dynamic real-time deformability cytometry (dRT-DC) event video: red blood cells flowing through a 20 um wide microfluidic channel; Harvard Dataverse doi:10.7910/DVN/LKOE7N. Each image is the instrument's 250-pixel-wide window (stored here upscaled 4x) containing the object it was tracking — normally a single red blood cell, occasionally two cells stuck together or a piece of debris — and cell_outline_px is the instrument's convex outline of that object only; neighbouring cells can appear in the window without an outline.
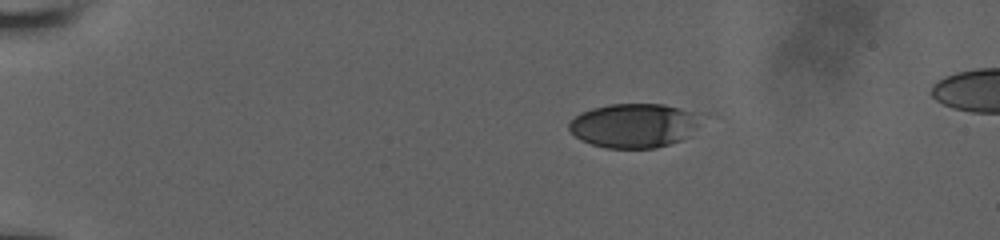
{"species": "human", "species_latin": "Homo sapiens", "temperature_condition": "room temperature", "stored_images_in_passage": 31, "camera_frame_rate_fps": 3000, "um_per_image_px": 0.085, "donor": {"sex": "male"}, "frame": {"image": 1, "passage_image": 1, "time_ms": 0.0, "image_size_px": [1000, 240], "cell_outline_px": [[700, 124], [680, 140], [656, 148], [604, 148], [580, 140], [568, 128], [568, 124], [580, 112], [592, 108], [608, 104], [664, 104], [680, 108], [692, 112]], "centroid_in_image_um": [53.8, 10.67], "position_along_channel_um": 31.2, "area_um2": 33.52}}
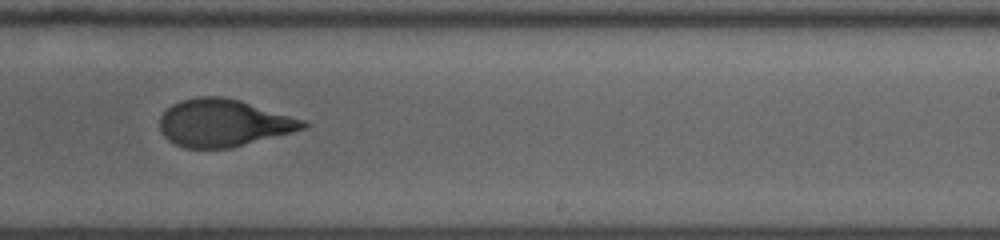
{"frame": {"image": 2, "passage_image": 20, "time_ms": 8.333, "image_size_px": [1000, 240], "cell_outline_px": [[312, 124], [304, 128], [292, 132], [232, 148], [184, 148], [168, 140], [160, 132], [160, 116], [172, 104], [180, 100], [196, 96], [224, 96], [240, 100], [304, 120]], "centroid_in_image_um": [18.97, 10.45], "position_along_channel_um": 270.0, "area_um2": 39.65}}
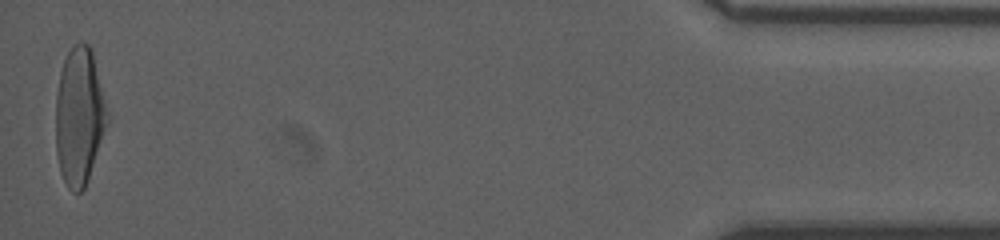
{"frame": {"image": 3, "passage_image": 31, "time_ms": 14.333, "image_size_px": [1000, 240], "cell_outline_px": [[112, 116], [88, 180], [84, 188], [80, 192], [72, 192], [68, 188], [60, 172], [56, 152], [56, 92], [60, 72], [64, 60], [72, 44], [88, 44], [92, 48]], "centroid_in_image_um": [6.8, 9.87], "position_along_channel_um": 428.4, "area_um2": 42.6}}